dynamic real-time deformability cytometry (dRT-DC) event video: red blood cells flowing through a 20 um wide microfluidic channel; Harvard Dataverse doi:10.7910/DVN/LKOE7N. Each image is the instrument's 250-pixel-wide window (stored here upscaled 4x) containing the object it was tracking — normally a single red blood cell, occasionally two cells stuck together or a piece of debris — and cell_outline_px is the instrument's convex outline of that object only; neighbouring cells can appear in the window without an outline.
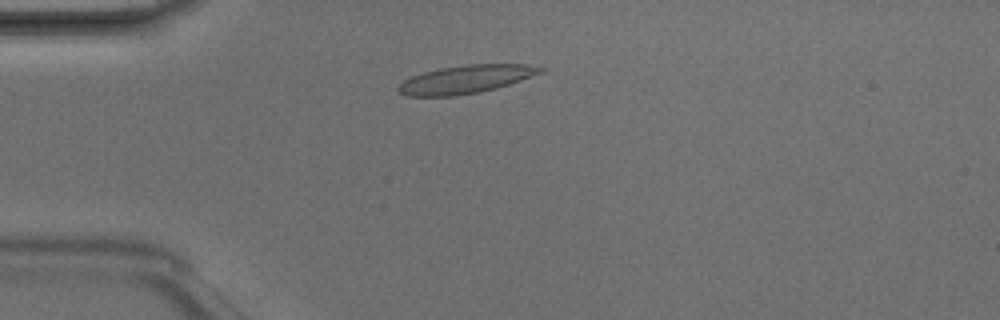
{"species": "Egyptian fruit bat (a non-hibernating species)", "species_latin": "Rousettus aegyptiacus", "temperature_condition": "room temperature", "stored_images_in_passage": 4, "camera_frame_rate_fps": 3000, "um_per_image_px": 0.085, "animal": {"sex": "male"}, "frame": {"image": 1, "passage_image": 2, "time_ms": 0.333, "image_size_px": [1000, 320], "cell_outline_px": [[544, 72], [496, 88], [476, 92], [452, 96], [404, 96], [396, 88], [404, 80], [412, 76], [424, 72], [440, 68], [468, 64], [524, 64], [544, 68]], "centroid_in_image_um": [39.56, 6.74], "position_along_channel_um": 45.4, "area_um2": 23.0}}